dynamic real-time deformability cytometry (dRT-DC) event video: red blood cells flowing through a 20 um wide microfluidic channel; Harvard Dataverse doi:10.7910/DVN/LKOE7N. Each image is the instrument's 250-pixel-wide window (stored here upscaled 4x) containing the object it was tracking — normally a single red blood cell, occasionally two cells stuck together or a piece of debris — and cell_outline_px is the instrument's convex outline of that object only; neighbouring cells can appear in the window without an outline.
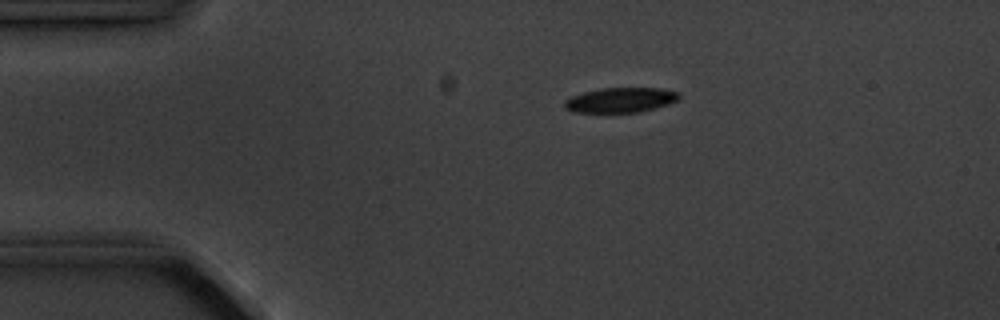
{"species": "common noctule bat (a hibernating species)", "species_latin": "Nyctalus noctula", "temperature_condition": "cold", "stored_images_in_passage": 6, "camera_frame_rate_fps": 3000, "um_per_image_px": 0.085, "animal": {"sex": "male", "body_mass_g": 20.1, "forearm_length_mm": 53.5}, "frame": {"image": 1, "passage_image": 1, "time_ms": 0.0, "image_size_px": [1000, 320], "cell_outline_px": [[680, 96], [676, 100], [668, 104], [640, 112], [572, 112], [564, 108], [564, 100], [572, 96], [584, 92], [600, 88], [660, 88], [680, 92]], "centroid_in_image_um": [52.73, 8.5], "position_along_channel_um": 32.3, "area_um2": 16.59}}